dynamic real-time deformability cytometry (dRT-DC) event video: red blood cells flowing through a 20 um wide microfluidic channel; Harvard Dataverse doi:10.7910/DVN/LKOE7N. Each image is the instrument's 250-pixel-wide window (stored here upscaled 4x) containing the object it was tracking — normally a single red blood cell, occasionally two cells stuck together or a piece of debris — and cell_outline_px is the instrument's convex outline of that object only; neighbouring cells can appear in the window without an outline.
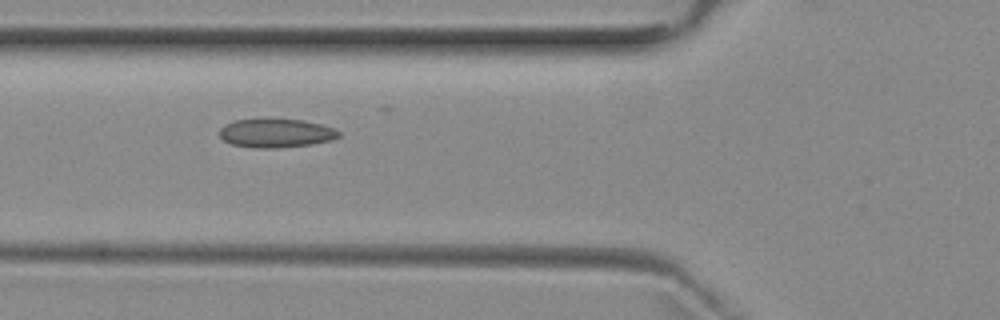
{"species": "common noctule bat (a hibernating species)", "species_latin": "Nyctalus noctula", "temperature_condition": "room temperature", "stored_images_in_passage": 8, "camera_frame_rate_fps": 3000, "um_per_image_px": 0.085, "animal": {"sex": "female", "body_mass_g": 29.2, "forearm_length_mm": 56.3}, "frame": {"image": 1, "passage_image": 5, "time_ms": 4.667, "image_size_px": [1000, 320], "cell_outline_px": [[340, 136], [332, 140], [312, 144], [276, 148], [256, 148], [232, 144], [224, 140], [220, 136], [220, 128], [224, 124], [236, 120], [268, 116], [304, 120], [336, 128], [340, 132]], "centroid_in_image_um": [23.47, 11.27], "position_along_channel_um": 102.3, "area_um2": 20.75}}
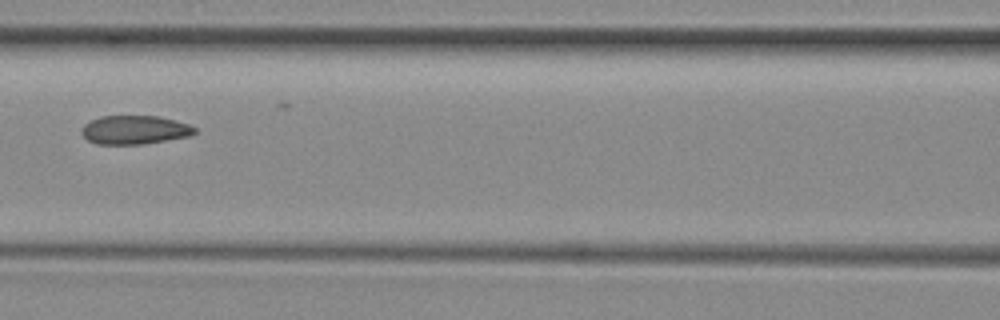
{"frame": {"image": 2, "passage_image": 6, "time_ms": 6.0, "image_size_px": [1000, 320], "cell_outline_px": [[196, 132], [192, 136], [144, 144], [96, 144], [88, 140], [80, 132], [80, 128], [84, 124], [100, 116], [160, 116], [188, 124], [196, 128]], "centroid_in_image_um": [11.45, 11.04], "position_along_channel_um": 155.2, "area_um2": 19.07}}
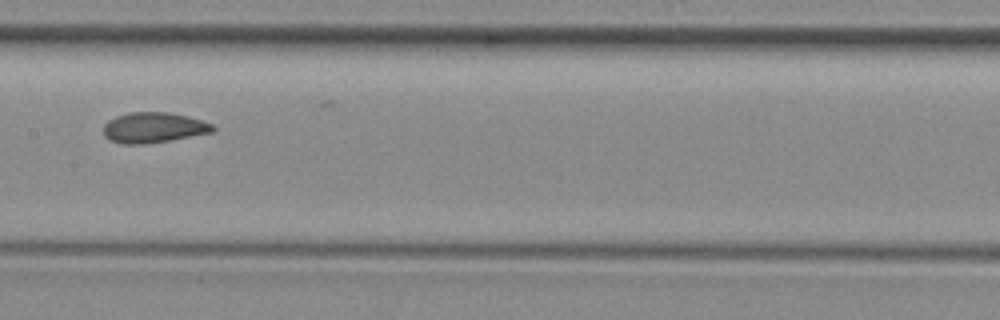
{"frame": {"image": 3, "passage_image": 7, "time_ms": 7.0, "image_size_px": [1000, 320], "cell_outline_px": [[216, 128], [212, 132], [172, 140], [140, 144], [124, 144], [108, 140], [104, 136], [104, 124], [108, 120], [116, 116], [132, 112], [168, 112], [188, 116], [212, 124]], "centroid_in_image_um": [13.03, 10.85], "position_along_channel_um": 194.4, "area_um2": 19.36}}